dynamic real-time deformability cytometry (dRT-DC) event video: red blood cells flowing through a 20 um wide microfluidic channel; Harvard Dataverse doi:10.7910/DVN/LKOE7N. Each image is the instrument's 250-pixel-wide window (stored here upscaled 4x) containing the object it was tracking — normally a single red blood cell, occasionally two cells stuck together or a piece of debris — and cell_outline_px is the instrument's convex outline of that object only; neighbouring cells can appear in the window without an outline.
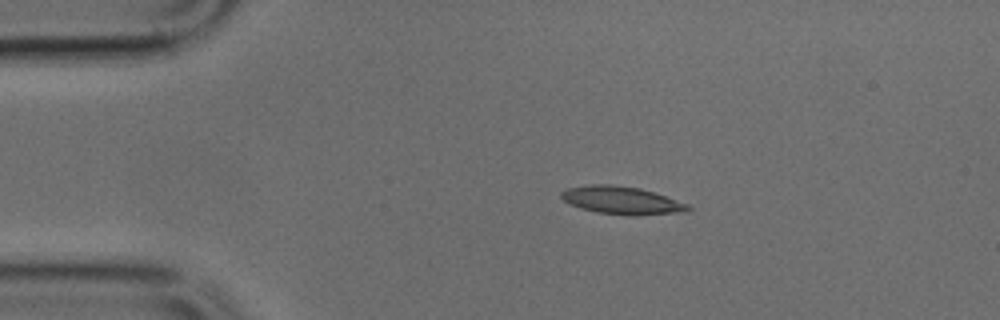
{"species": "common noctule bat (a hibernating species)", "species_latin": "Nyctalus noctula", "temperature_condition": "cold", "stored_images_in_passage": 6, "camera_frame_rate_fps": 3000, "um_per_image_px": 0.085, "animal": {"sex": "male", "body_mass_g": 17.9, "forearm_length_mm": 54.2}, "frame": {"image": 1, "passage_image": 1, "time_ms": 0.0, "image_size_px": [1000, 320], "cell_outline_px": [[692, 208], [688, 212], [600, 212], [580, 208], [568, 204], [560, 196], [560, 192], [568, 188], [588, 184], [612, 184], [640, 188], [688, 204]], "centroid_in_image_um": [52.73, 16.96], "position_along_channel_um": 32.3, "area_um2": 19.31}}